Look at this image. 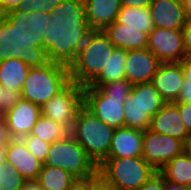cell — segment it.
I'll list each match as a JSON object with an SVG mask.
<instances>
[{
    "label": "cell",
    "mask_w": 191,
    "mask_h": 190,
    "mask_svg": "<svg viewBox=\"0 0 191 190\" xmlns=\"http://www.w3.org/2000/svg\"><path fill=\"white\" fill-rule=\"evenodd\" d=\"M39 57L19 35H0V83L20 96L31 65Z\"/></svg>",
    "instance_id": "cell-2"
},
{
    "label": "cell",
    "mask_w": 191,
    "mask_h": 190,
    "mask_svg": "<svg viewBox=\"0 0 191 190\" xmlns=\"http://www.w3.org/2000/svg\"><path fill=\"white\" fill-rule=\"evenodd\" d=\"M22 140L31 154L44 164L51 144L30 134L24 136Z\"/></svg>",
    "instance_id": "cell-31"
},
{
    "label": "cell",
    "mask_w": 191,
    "mask_h": 190,
    "mask_svg": "<svg viewBox=\"0 0 191 190\" xmlns=\"http://www.w3.org/2000/svg\"><path fill=\"white\" fill-rule=\"evenodd\" d=\"M5 162L27 181H36L43 163L31 154L22 139H10L6 145Z\"/></svg>",
    "instance_id": "cell-14"
},
{
    "label": "cell",
    "mask_w": 191,
    "mask_h": 190,
    "mask_svg": "<svg viewBox=\"0 0 191 190\" xmlns=\"http://www.w3.org/2000/svg\"><path fill=\"white\" fill-rule=\"evenodd\" d=\"M186 17H191V0H183Z\"/></svg>",
    "instance_id": "cell-45"
},
{
    "label": "cell",
    "mask_w": 191,
    "mask_h": 190,
    "mask_svg": "<svg viewBox=\"0 0 191 190\" xmlns=\"http://www.w3.org/2000/svg\"><path fill=\"white\" fill-rule=\"evenodd\" d=\"M69 82V67L38 58L29 69L20 97L42 107Z\"/></svg>",
    "instance_id": "cell-3"
},
{
    "label": "cell",
    "mask_w": 191,
    "mask_h": 190,
    "mask_svg": "<svg viewBox=\"0 0 191 190\" xmlns=\"http://www.w3.org/2000/svg\"><path fill=\"white\" fill-rule=\"evenodd\" d=\"M98 171L116 190H136L157 172L142 156L106 158Z\"/></svg>",
    "instance_id": "cell-6"
},
{
    "label": "cell",
    "mask_w": 191,
    "mask_h": 190,
    "mask_svg": "<svg viewBox=\"0 0 191 190\" xmlns=\"http://www.w3.org/2000/svg\"><path fill=\"white\" fill-rule=\"evenodd\" d=\"M149 129L182 140L187 146L191 141L179 108L174 103H166L151 118Z\"/></svg>",
    "instance_id": "cell-16"
},
{
    "label": "cell",
    "mask_w": 191,
    "mask_h": 190,
    "mask_svg": "<svg viewBox=\"0 0 191 190\" xmlns=\"http://www.w3.org/2000/svg\"><path fill=\"white\" fill-rule=\"evenodd\" d=\"M76 180L64 169L43 165L36 182L43 190H68Z\"/></svg>",
    "instance_id": "cell-25"
},
{
    "label": "cell",
    "mask_w": 191,
    "mask_h": 190,
    "mask_svg": "<svg viewBox=\"0 0 191 190\" xmlns=\"http://www.w3.org/2000/svg\"><path fill=\"white\" fill-rule=\"evenodd\" d=\"M136 190H164V177L157 171L153 176L142 186Z\"/></svg>",
    "instance_id": "cell-34"
},
{
    "label": "cell",
    "mask_w": 191,
    "mask_h": 190,
    "mask_svg": "<svg viewBox=\"0 0 191 190\" xmlns=\"http://www.w3.org/2000/svg\"><path fill=\"white\" fill-rule=\"evenodd\" d=\"M159 172L165 180L185 187L191 185V151L187 149L166 163Z\"/></svg>",
    "instance_id": "cell-22"
},
{
    "label": "cell",
    "mask_w": 191,
    "mask_h": 190,
    "mask_svg": "<svg viewBox=\"0 0 191 190\" xmlns=\"http://www.w3.org/2000/svg\"><path fill=\"white\" fill-rule=\"evenodd\" d=\"M6 146H0V166L5 163Z\"/></svg>",
    "instance_id": "cell-46"
},
{
    "label": "cell",
    "mask_w": 191,
    "mask_h": 190,
    "mask_svg": "<svg viewBox=\"0 0 191 190\" xmlns=\"http://www.w3.org/2000/svg\"><path fill=\"white\" fill-rule=\"evenodd\" d=\"M182 34L186 56L191 55V17H187L186 23L182 28Z\"/></svg>",
    "instance_id": "cell-36"
},
{
    "label": "cell",
    "mask_w": 191,
    "mask_h": 190,
    "mask_svg": "<svg viewBox=\"0 0 191 190\" xmlns=\"http://www.w3.org/2000/svg\"><path fill=\"white\" fill-rule=\"evenodd\" d=\"M114 131V127L102 122L83 105L70 134L99 166L109 156Z\"/></svg>",
    "instance_id": "cell-5"
},
{
    "label": "cell",
    "mask_w": 191,
    "mask_h": 190,
    "mask_svg": "<svg viewBox=\"0 0 191 190\" xmlns=\"http://www.w3.org/2000/svg\"><path fill=\"white\" fill-rule=\"evenodd\" d=\"M68 190H88V178L77 179Z\"/></svg>",
    "instance_id": "cell-42"
},
{
    "label": "cell",
    "mask_w": 191,
    "mask_h": 190,
    "mask_svg": "<svg viewBox=\"0 0 191 190\" xmlns=\"http://www.w3.org/2000/svg\"><path fill=\"white\" fill-rule=\"evenodd\" d=\"M164 190H189L188 187L164 179Z\"/></svg>",
    "instance_id": "cell-43"
},
{
    "label": "cell",
    "mask_w": 191,
    "mask_h": 190,
    "mask_svg": "<svg viewBox=\"0 0 191 190\" xmlns=\"http://www.w3.org/2000/svg\"><path fill=\"white\" fill-rule=\"evenodd\" d=\"M70 132L50 118L40 116L32 131L31 136L38 137L50 144L65 138Z\"/></svg>",
    "instance_id": "cell-27"
},
{
    "label": "cell",
    "mask_w": 191,
    "mask_h": 190,
    "mask_svg": "<svg viewBox=\"0 0 191 190\" xmlns=\"http://www.w3.org/2000/svg\"><path fill=\"white\" fill-rule=\"evenodd\" d=\"M173 103L191 104V82L184 80L183 88L180 91L178 99Z\"/></svg>",
    "instance_id": "cell-37"
},
{
    "label": "cell",
    "mask_w": 191,
    "mask_h": 190,
    "mask_svg": "<svg viewBox=\"0 0 191 190\" xmlns=\"http://www.w3.org/2000/svg\"><path fill=\"white\" fill-rule=\"evenodd\" d=\"M92 31L85 17L84 1L63 0L19 36L39 58L70 67Z\"/></svg>",
    "instance_id": "cell-1"
},
{
    "label": "cell",
    "mask_w": 191,
    "mask_h": 190,
    "mask_svg": "<svg viewBox=\"0 0 191 190\" xmlns=\"http://www.w3.org/2000/svg\"><path fill=\"white\" fill-rule=\"evenodd\" d=\"M114 49L103 31L93 30L69 67L70 81L82 87L90 86L101 74Z\"/></svg>",
    "instance_id": "cell-4"
},
{
    "label": "cell",
    "mask_w": 191,
    "mask_h": 190,
    "mask_svg": "<svg viewBox=\"0 0 191 190\" xmlns=\"http://www.w3.org/2000/svg\"><path fill=\"white\" fill-rule=\"evenodd\" d=\"M180 111L181 118L186 126L188 134L191 136V104L174 103Z\"/></svg>",
    "instance_id": "cell-35"
},
{
    "label": "cell",
    "mask_w": 191,
    "mask_h": 190,
    "mask_svg": "<svg viewBox=\"0 0 191 190\" xmlns=\"http://www.w3.org/2000/svg\"><path fill=\"white\" fill-rule=\"evenodd\" d=\"M25 0H0V24L4 27L21 9Z\"/></svg>",
    "instance_id": "cell-32"
},
{
    "label": "cell",
    "mask_w": 191,
    "mask_h": 190,
    "mask_svg": "<svg viewBox=\"0 0 191 190\" xmlns=\"http://www.w3.org/2000/svg\"><path fill=\"white\" fill-rule=\"evenodd\" d=\"M14 97L0 83V115L12 103Z\"/></svg>",
    "instance_id": "cell-38"
},
{
    "label": "cell",
    "mask_w": 191,
    "mask_h": 190,
    "mask_svg": "<svg viewBox=\"0 0 191 190\" xmlns=\"http://www.w3.org/2000/svg\"><path fill=\"white\" fill-rule=\"evenodd\" d=\"M85 17L92 30L103 31L117 19L120 0H83Z\"/></svg>",
    "instance_id": "cell-20"
},
{
    "label": "cell",
    "mask_w": 191,
    "mask_h": 190,
    "mask_svg": "<svg viewBox=\"0 0 191 190\" xmlns=\"http://www.w3.org/2000/svg\"><path fill=\"white\" fill-rule=\"evenodd\" d=\"M63 0H25L20 11L4 26V34L20 35L38 17L53 11Z\"/></svg>",
    "instance_id": "cell-17"
},
{
    "label": "cell",
    "mask_w": 191,
    "mask_h": 190,
    "mask_svg": "<svg viewBox=\"0 0 191 190\" xmlns=\"http://www.w3.org/2000/svg\"><path fill=\"white\" fill-rule=\"evenodd\" d=\"M88 190H116L98 171L88 178Z\"/></svg>",
    "instance_id": "cell-33"
},
{
    "label": "cell",
    "mask_w": 191,
    "mask_h": 190,
    "mask_svg": "<svg viewBox=\"0 0 191 190\" xmlns=\"http://www.w3.org/2000/svg\"><path fill=\"white\" fill-rule=\"evenodd\" d=\"M143 153V131L128 127L116 128L107 158L138 157Z\"/></svg>",
    "instance_id": "cell-19"
},
{
    "label": "cell",
    "mask_w": 191,
    "mask_h": 190,
    "mask_svg": "<svg viewBox=\"0 0 191 190\" xmlns=\"http://www.w3.org/2000/svg\"><path fill=\"white\" fill-rule=\"evenodd\" d=\"M147 49L158 58L160 63L181 62L186 57L182 29L155 27L148 34Z\"/></svg>",
    "instance_id": "cell-12"
},
{
    "label": "cell",
    "mask_w": 191,
    "mask_h": 190,
    "mask_svg": "<svg viewBox=\"0 0 191 190\" xmlns=\"http://www.w3.org/2000/svg\"><path fill=\"white\" fill-rule=\"evenodd\" d=\"M116 22L147 35L155 28L149 7L121 6Z\"/></svg>",
    "instance_id": "cell-23"
},
{
    "label": "cell",
    "mask_w": 191,
    "mask_h": 190,
    "mask_svg": "<svg viewBox=\"0 0 191 190\" xmlns=\"http://www.w3.org/2000/svg\"><path fill=\"white\" fill-rule=\"evenodd\" d=\"M123 104L125 111V127L143 132L148 130L151 123V117L139 107L132 93L129 94Z\"/></svg>",
    "instance_id": "cell-28"
},
{
    "label": "cell",
    "mask_w": 191,
    "mask_h": 190,
    "mask_svg": "<svg viewBox=\"0 0 191 190\" xmlns=\"http://www.w3.org/2000/svg\"><path fill=\"white\" fill-rule=\"evenodd\" d=\"M4 34V27L0 24V35Z\"/></svg>",
    "instance_id": "cell-47"
},
{
    "label": "cell",
    "mask_w": 191,
    "mask_h": 190,
    "mask_svg": "<svg viewBox=\"0 0 191 190\" xmlns=\"http://www.w3.org/2000/svg\"><path fill=\"white\" fill-rule=\"evenodd\" d=\"M22 190H43L36 181H27Z\"/></svg>",
    "instance_id": "cell-44"
},
{
    "label": "cell",
    "mask_w": 191,
    "mask_h": 190,
    "mask_svg": "<svg viewBox=\"0 0 191 190\" xmlns=\"http://www.w3.org/2000/svg\"><path fill=\"white\" fill-rule=\"evenodd\" d=\"M188 149L191 151V141H190V143L188 145Z\"/></svg>",
    "instance_id": "cell-48"
},
{
    "label": "cell",
    "mask_w": 191,
    "mask_h": 190,
    "mask_svg": "<svg viewBox=\"0 0 191 190\" xmlns=\"http://www.w3.org/2000/svg\"><path fill=\"white\" fill-rule=\"evenodd\" d=\"M84 105V87L70 81L41 107V115L71 132L79 109Z\"/></svg>",
    "instance_id": "cell-8"
},
{
    "label": "cell",
    "mask_w": 191,
    "mask_h": 190,
    "mask_svg": "<svg viewBox=\"0 0 191 190\" xmlns=\"http://www.w3.org/2000/svg\"><path fill=\"white\" fill-rule=\"evenodd\" d=\"M149 9L154 27L174 30L186 23L183 0H152Z\"/></svg>",
    "instance_id": "cell-18"
},
{
    "label": "cell",
    "mask_w": 191,
    "mask_h": 190,
    "mask_svg": "<svg viewBox=\"0 0 191 190\" xmlns=\"http://www.w3.org/2000/svg\"><path fill=\"white\" fill-rule=\"evenodd\" d=\"M10 139H22L31 133L41 116V107L21 98L14 97L11 105L1 113Z\"/></svg>",
    "instance_id": "cell-11"
},
{
    "label": "cell",
    "mask_w": 191,
    "mask_h": 190,
    "mask_svg": "<svg viewBox=\"0 0 191 190\" xmlns=\"http://www.w3.org/2000/svg\"><path fill=\"white\" fill-rule=\"evenodd\" d=\"M43 165L64 169L77 179H87L98 172V166L71 134L50 145Z\"/></svg>",
    "instance_id": "cell-7"
},
{
    "label": "cell",
    "mask_w": 191,
    "mask_h": 190,
    "mask_svg": "<svg viewBox=\"0 0 191 190\" xmlns=\"http://www.w3.org/2000/svg\"><path fill=\"white\" fill-rule=\"evenodd\" d=\"M127 98L105 96L97 87H84V106L105 124L125 127L124 102Z\"/></svg>",
    "instance_id": "cell-10"
},
{
    "label": "cell",
    "mask_w": 191,
    "mask_h": 190,
    "mask_svg": "<svg viewBox=\"0 0 191 190\" xmlns=\"http://www.w3.org/2000/svg\"><path fill=\"white\" fill-rule=\"evenodd\" d=\"M187 149L188 146L177 138L150 129L143 132L142 157L156 171Z\"/></svg>",
    "instance_id": "cell-9"
},
{
    "label": "cell",
    "mask_w": 191,
    "mask_h": 190,
    "mask_svg": "<svg viewBox=\"0 0 191 190\" xmlns=\"http://www.w3.org/2000/svg\"><path fill=\"white\" fill-rule=\"evenodd\" d=\"M133 84L126 79L102 84L98 89L108 97L127 98L132 91Z\"/></svg>",
    "instance_id": "cell-30"
},
{
    "label": "cell",
    "mask_w": 191,
    "mask_h": 190,
    "mask_svg": "<svg viewBox=\"0 0 191 190\" xmlns=\"http://www.w3.org/2000/svg\"><path fill=\"white\" fill-rule=\"evenodd\" d=\"M180 63L184 71L185 80L191 82V55L186 56Z\"/></svg>",
    "instance_id": "cell-41"
},
{
    "label": "cell",
    "mask_w": 191,
    "mask_h": 190,
    "mask_svg": "<svg viewBox=\"0 0 191 190\" xmlns=\"http://www.w3.org/2000/svg\"><path fill=\"white\" fill-rule=\"evenodd\" d=\"M131 93L139 107L151 118L166 104L152 82L133 85Z\"/></svg>",
    "instance_id": "cell-24"
},
{
    "label": "cell",
    "mask_w": 191,
    "mask_h": 190,
    "mask_svg": "<svg viewBox=\"0 0 191 190\" xmlns=\"http://www.w3.org/2000/svg\"><path fill=\"white\" fill-rule=\"evenodd\" d=\"M152 0H120L121 6L149 7Z\"/></svg>",
    "instance_id": "cell-40"
},
{
    "label": "cell",
    "mask_w": 191,
    "mask_h": 190,
    "mask_svg": "<svg viewBox=\"0 0 191 190\" xmlns=\"http://www.w3.org/2000/svg\"><path fill=\"white\" fill-rule=\"evenodd\" d=\"M103 32L116 48L123 50L147 49L148 35L114 21Z\"/></svg>",
    "instance_id": "cell-21"
},
{
    "label": "cell",
    "mask_w": 191,
    "mask_h": 190,
    "mask_svg": "<svg viewBox=\"0 0 191 190\" xmlns=\"http://www.w3.org/2000/svg\"><path fill=\"white\" fill-rule=\"evenodd\" d=\"M160 65L149 49L128 50L125 63V79L133 85L152 82Z\"/></svg>",
    "instance_id": "cell-13"
},
{
    "label": "cell",
    "mask_w": 191,
    "mask_h": 190,
    "mask_svg": "<svg viewBox=\"0 0 191 190\" xmlns=\"http://www.w3.org/2000/svg\"><path fill=\"white\" fill-rule=\"evenodd\" d=\"M10 137L3 117L0 115V146H6Z\"/></svg>",
    "instance_id": "cell-39"
},
{
    "label": "cell",
    "mask_w": 191,
    "mask_h": 190,
    "mask_svg": "<svg viewBox=\"0 0 191 190\" xmlns=\"http://www.w3.org/2000/svg\"><path fill=\"white\" fill-rule=\"evenodd\" d=\"M127 51L121 48H116L102 70L99 77L90 85V87H99L111 81L125 79V63Z\"/></svg>",
    "instance_id": "cell-26"
},
{
    "label": "cell",
    "mask_w": 191,
    "mask_h": 190,
    "mask_svg": "<svg viewBox=\"0 0 191 190\" xmlns=\"http://www.w3.org/2000/svg\"><path fill=\"white\" fill-rule=\"evenodd\" d=\"M184 80L185 75L180 62L160 63L152 84L166 103H173L178 99Z\"/></svg>",
    "instance_id": "cell-15"
},
{
    "label": "cell",
    "mask_w": 191,
    "mask_h": 190,
    "mask_svg": "<svg viewBox=\"0 0 191 190\" xmlns=\"http://www.w3.org/2000/svg\"><path fill=\"white\" fill-rule=\"evenodd\" d=\"M26 183L12 165L5 162L0 166V190H22Z\"/></svg>",
    "instance_id": "cell-29"
}]
</instances>
